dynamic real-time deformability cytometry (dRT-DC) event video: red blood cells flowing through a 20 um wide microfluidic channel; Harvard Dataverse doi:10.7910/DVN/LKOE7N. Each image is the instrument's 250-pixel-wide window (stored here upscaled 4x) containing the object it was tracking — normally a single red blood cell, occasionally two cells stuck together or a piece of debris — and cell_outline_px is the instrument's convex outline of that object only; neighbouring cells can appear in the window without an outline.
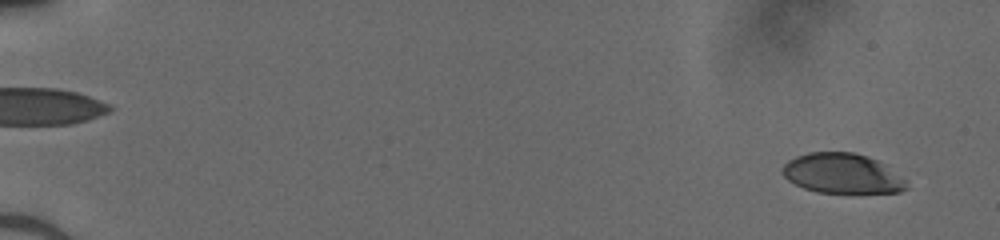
{"species": "human", "species_latin": "Homo sapiens", "temperature_condition": "cold", "stored_images_in_passage": 52, "camera_frame_rate_fps": 3000, "um_per_image_px": 0.085, "donor": {"sex": "male"}, "frame": {"image": 1, "passage_image": 3, "time_ms": 0.667, "image_size_px": [1000, 240], "cell_outline_px": [[908, 188], [900, 192], [816, 192], [804, 188], [788, 180], [780, 172], [780, 168], [788, 160], [796, 156], [808, 152], [852, 152], [868, 156], [884, 164], [908, 180]], "centroid_in_image_um": [71.59, 14.74], "position_along_channel_um": 13.4, "area_um2": 29.02}}
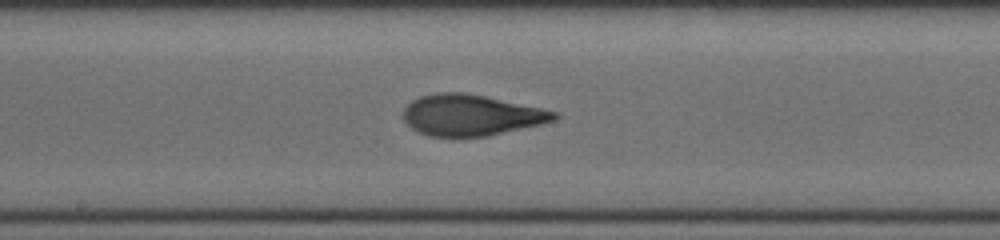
{"frame": {"image": 2, "passage_image": 30, "time_ms": 9.667, "image_size_px": [1000, 240], "cell_outline_px": [[560, 116], [556, 120], [540, 124], [488, 136], [428, 136], [412, 128], [404, 120], [404, 108], [412, 100], [420, 96], [436, 92], [464, 92], [484, 96], [560, 112]], "centroid_in_image_um": [40.05, 9.78], "position_along_channel_um": 208.1, "area_um2": 35.89}}
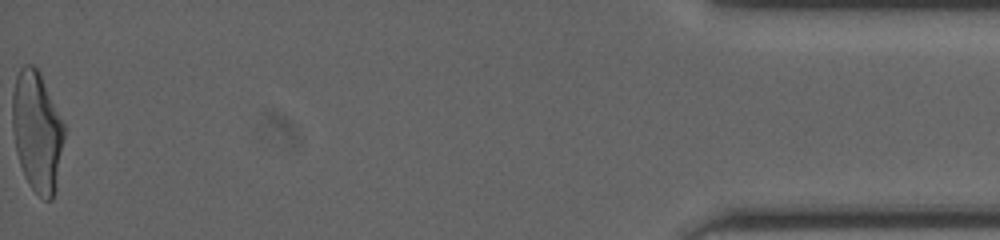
{"frame": {"image": 3, "passage_image": 52, "time_ms": 17.0, "image_size_px": [1000, 240], "cell_outline_px": [[64, 136], [56, 192], [52, 200], [44, 200], [28, 184], [24, 176], [16, 152], [12, 128], [12, 92], [16, 76], [20, 68], [24, 64], [32, 64], [40, 72], [64, 124]], "centroid_in_image_um": [3.14, 11.18], "position_along_channel_um": 432.1, "area_um2": 36.59}}